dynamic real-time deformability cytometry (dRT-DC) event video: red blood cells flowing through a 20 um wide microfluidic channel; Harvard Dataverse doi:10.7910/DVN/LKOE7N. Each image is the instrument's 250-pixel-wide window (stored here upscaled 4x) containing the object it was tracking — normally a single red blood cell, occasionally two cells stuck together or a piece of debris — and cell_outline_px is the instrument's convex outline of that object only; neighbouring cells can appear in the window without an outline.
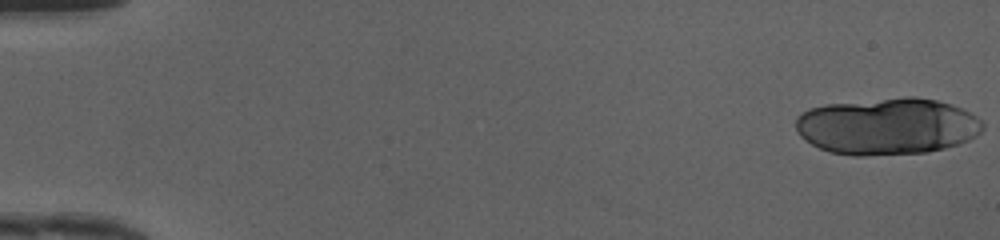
{"species": "human", "species_latin": "Homo sapiens", "temperature_condition": "cold", "stored_images_in_passage": 16, "camera_frame_rate_fps": 3000, "um_per_image_px": 0.085, "donor": {"sex": "female"}, "frame": {"image": 1, "passage_image": 1, "time_ms": 0.0, "image_size_px": [1000, 240], "cell_outline_px": [[984, 128], [976, 136], [960, 144], [928, 152], [864, 156], [852, 156], [828, 152], [804, 140], [800, 136], [796, 128], [796, 116], [808, 108], [828, 104], [904, 96], [916, 96], [936, 100], [952, 104], [976, 116], [984, 124]], "centroid_in_image_um": [75.4, 10.73], "position_along_channel_um": 9.6, "area_um2": 62.37}}